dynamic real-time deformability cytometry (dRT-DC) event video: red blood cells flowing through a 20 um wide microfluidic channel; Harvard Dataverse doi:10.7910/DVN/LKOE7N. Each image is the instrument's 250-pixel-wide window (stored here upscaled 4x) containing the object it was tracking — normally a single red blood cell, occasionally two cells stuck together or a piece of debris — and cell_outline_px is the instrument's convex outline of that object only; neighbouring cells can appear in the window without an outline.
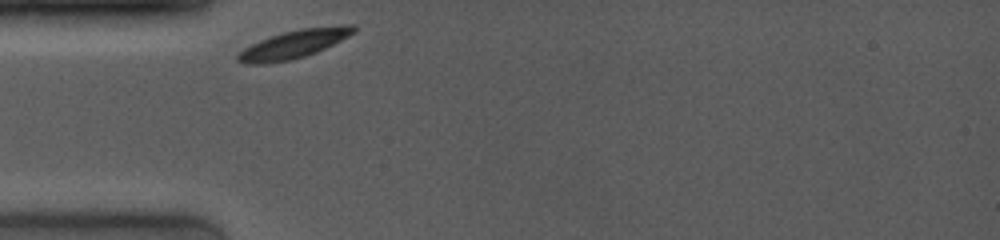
{"species": "common noctule bat (a hibernating species)", "species_latin": "Nyctalus noctula", "temperature_condition": "room temperature", "stored_images_in_passage": 53, "camera_frame_rate_fps": 4000, "um_per_image_px": 0.085, "animal": {"sex": "female", "body_mass_g": 19.0, "forearm_length_mm": 53.3}, "frame": {"image": 1, "passage_image": 1, "time_ms": 0.0, "image_size_px": [1000, 240], "cell_outline_px": [[356, 32], [316, 52], [304, 56], [288, 60], [260, 64], [248, 64], [236, 60], [236, 56], [244, 48], [260, 40], [284, 32], [300, 28], [344, 24], [356, 24]], "centroid_in_image_um": [25.02, 3.73], "position_along_channel_um": 60.0, "area_um2": 18.84}}
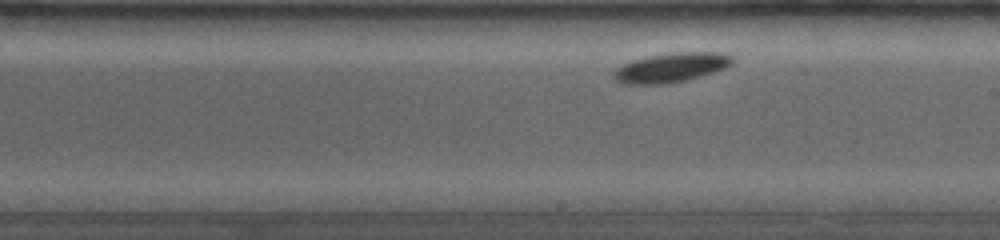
{"frame": {"image": 2, "passage_image": 29, "time_ms": 4.75, "image_size_px": [1000, 240], "cell_outline_px": [[736, 56], [732, 64], [724, 68], [700, 76], [684, 80], [660, 84], [624, 84], [616, 80], [612, 76], [612, 72], [616, 68], [632, 60], [648, 56], [668, 52], [724, 52]], "centroid_in_image_um": [57.06, 5.72], "position_along_channel_um": 231.9, "area_um2": 20.46}}
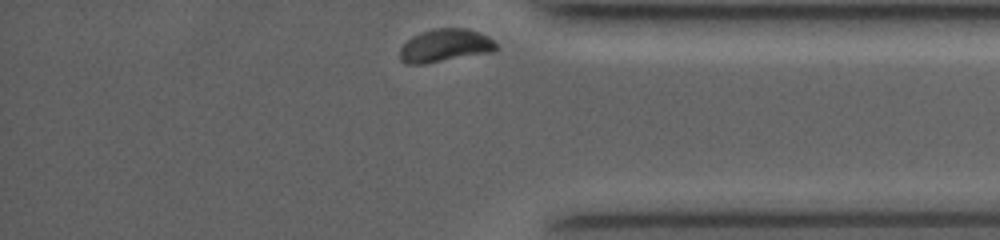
{"frame": {"image": 3, "passage_image": 53, "time_ms": 9.25, "image_size_px": [1000, 240], "cell_outline_px": [[496, 48], [492, 52], [424, 64], [408, 64], [400, 60], [400, 48], [412, 36], [436, 28], [468, 28], [480, 32], [488, 36], [496, 44]], "centroid_in_image_um": [37.83, 3.87], "position_along_channel_um": 397.4, "area_um2": 18.38}}